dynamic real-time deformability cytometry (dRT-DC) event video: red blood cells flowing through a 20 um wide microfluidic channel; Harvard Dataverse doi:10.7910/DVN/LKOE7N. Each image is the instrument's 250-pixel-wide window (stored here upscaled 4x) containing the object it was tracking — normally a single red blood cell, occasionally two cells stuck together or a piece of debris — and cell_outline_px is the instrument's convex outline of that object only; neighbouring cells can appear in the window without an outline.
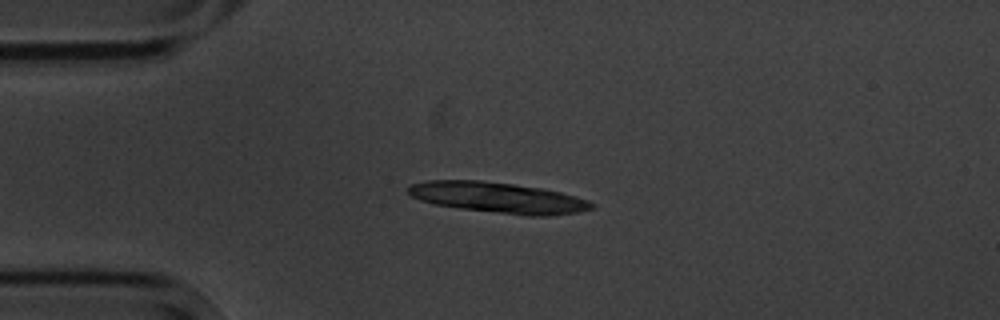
{"species": "common noctule bat (a hibernating species)", "species_latin": "Nyctalus noctula", "temperature_condition": "cold", "stored_images_in_passage": 5, "camera_frame_rate_fps": 3000, "um_per_image_px": 0.085, "animal": {"sex": "male", "body_mass_g": 20.1, "forearm_length_mm": 53.5}, "frame": {"image": 1, "passage_image": 3, "time_ms": 2.333, "image_size_px": [1000, 320], "cell_outline_px": [[596, 208], [580, 212], [548, 216], [528, 216], [460, 208], [436, 204], [420, 200], [412, 196], [408, 192], [408, 184], [428, 180], [480, 180], [512, 184], [540, 188], [560, 192], [588, 200], [596, 204]], "centroid_in_image_um": [42.37, 16.8], "position_along_channel_um": 42.6, "area_um2": 32.83}}